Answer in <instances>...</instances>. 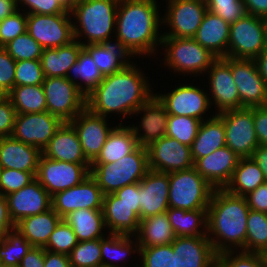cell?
<instances>
[{"label":"cell","mask_w":267,"mask_h":267,"mask_svg":"<svg viewBox=\"0 0 267 267\" xmlns=\"http://www.w3.org/2000/svg\"><path fill=\"white\" fill-rule=\"evenodd\" d=\"M148 83L134 63L122 71L104 76L101 83L87 96L86 107L103 117L113 112L122 117L133 115L154 95Z\"/></svg>","instance_id":"1"},{"label":"cell","mask_w":267,"mask_h":267,"mask_svg":"<svg viewBox=\"0 0 267 267\" xmlns=\"http://www.w3.org/2000/svg\"><path fill=\"white\" fill-rule=\"evenodd\" d=\"M249 211L245 197L213 190L207 208V236L217 254L234 251V247L245 251Z\"/></svg>","instance_id":"2"},{"label":"cell","mask_w":267,"mask_h":267,"mask_svg":"<svg viewBox=\"0 0 267 267\" xmlns=\"http://www.w3.org/2000/svg\"><path fill=\"white\" fill-rule=\"evenodd\" d=\"M156 0H119L115 33L135 55H151L161 45L162 23Z\"/></svg>","instance_id":"3"},{"label":"cell","mask_w":267,"mask_h":267,"mask_svg":"<svg viewBox=\"0 0 267 267\" xmlns=\"http://www.w3.org/2000/svg\"><path fill=\"white\" fill-rule=\"evenodd\" d=\"M149 170L146 147L138 146L130 154L114 163H91L90 175L104 195L120 188L139 183Z\"/></svg>","instance_id":"4"},{"label":"cell","mask_w":267,"mask_h":267,"mask_svg":"<svg viewBox=\"0 0 267 267\" xmlns=\"http://www.w3.org/2000/svg\"><path fill=\"white\" fill-rule=\"evenodd\" d=\"M118 3L119 0H80L71 11L79 24L73 23L74 40L78 41L83 34L87 44L109 39L116 27Z\"/></svg>","instance_id":"5"},{"label":"cell","mask_w":267,"mask_h":267,"mask_svg":"<svg viewBox=\"0 0 267 267\" xmlns=\"http://www.w3.org/2000/svg\"><path fill=\"white\" fill-rule=\"evenodd\" d=\"M214 188L192 167L169 173V207L207 209Z\"/></svg>","instance_id":"6"},{"label":"cell","mask_w":267,"mask_h":267,"mask_svg":"<svg viewBox=\"0 0 267 267\" xmlns=\"http://www.w3.org/2000/svg\"><path fill=\"white\" fill-rule=\"evenodd\" d=\"M161 45L166 47L167 67L183 74L205 73L218 59L193 38L162 37Z\"/></svg>","instance_id":"7"},{"label":"cell","mask_w":267,"mask_h":267,"mask_svg":"<svg viewBox=\"0 0 267 267\" xmlns=\"http://www.w3.org/2000/svg\"><path fill=\"white\" fill-rule=\"evenodd\" d=\"M224 122L226 146L239 158L252 157L259 142L253 122V107L217 114Z\"/></svg>","instance_id":"8"},{"label":"cell","mask_w":267,"mask_h":267,"mask_svg":"<svg viewBox=\"0 0 267 267\" xmlns=\"http://www.w3.org/2000/svg\"><path fill=\"white\" fill-rule=\"evenodd\" d=\"M42 86L47 111L63 122L72 121L86 107V97L66 77L45 78Z\"/></svg>","instance_id":"9"},{"label":"cell","mask_w":267,"mask_h":267,"mask_svg":"<svg viewBox=\"0 0 267 267\" xmlns=\"http://www.w3.org/2000/svg\"><path fill=\"white\" fill-rule=\"evenodd\" d=\"M264 49L262 17L247 14L230 24L227 57L254 60Z\"/></svg>","instance_id":"10"},{"label":"cell","mask_w":267,"mask_h":267,"mask_svg":"<svg viewBox=\"0 0 267 267\" xmlns=\"http://www.w3.org/2000/svg\"><path fill=\"white\" fill-rule=\"evenodd\" d=\"M91 163L56 161L41 155L36 180L51 195L80 184L90 175Z\"/></svg>","instance_id":"11"},{"label":"cell","mask_w":267,"mask_h":267,"mask_svg":"<svg viewBox=\"0 0 267 267\" xmlns=\"http://www.w3.org/2000/svg\"><path fill=\"white\" fill-rule=\"evenodd\" d=\"M71 13L27 14V33L44 49L58 48L74 41Z\"/></svg>","instance_id":"12"},{"label":"cell","mask_w":267,"mask_h":267,"mask_svg":"<svg viewBox=\"0 0 267 267\" xmlns=\"http://www.w3.org/2000/svg\"><path fill=\"white\" fill-rule=\"evenodd\" d=\"M167 13L162 24L167 23L171 31L163 37L193 38L207 12L205 2L198 0H167Z\"/></svg>","instance_id":"13"},{"label":"cell","mask_w":267,"mask_h":267,"mask_svg":"<svg viewBox=\"0 0 267 267\" xmlns=\"http://www.w3.org/2000/svg\"><path fill=\"white\" fill-rule=\"evenodd\" d=\"M63 123L48 111L16 114L11 137L43 151Z\"/></svg>","instance_id":"14"},{"label":"cell","mask_w":267,"mask_h":267,"mask_svg":"<svg viewBox=\"0 0 267 267\" xmlns=\"http://www.w3.org/2000/svg\"><path fill=\"white\" fill-rule=\"evenodd\" d=\"M146 148L150 170L171 173L194 167L191 147L174 138L164 136Z\"/></svg>","instance_id":"15"},{"label":"cell","mask_w":267,"mask_h":267,"mask_svg":"<svg viewBox=\"0 0 267 267\" xmlns=\"http://www.w3.org/2000/svg\"><path fill=\"white\" fill-rule=\"evenodd\" d=\"M231 72L240 97L241 108L265 106L267 85L255 60L231 58Z\"/></svg>","instance_id":"16"},{"label":"cell","mask_w":267,"mask_h":267,"mask_svg":"<svg viewBox=\"0 0 267 267\" xmlns=\"http://www.w3.org/2000/svg\"><path fill=\"white\" fill-rule=\"evenodd\" d=\"M104 193L88 175L80 184L52 196V208L63 219L78 209L102 210Z\"/></svg>","instance_id":"17"},{"label":"cell","mask_w":267,"mask_h":267,"mask_svg":"<svg viewBox=\"0 0 267 267\" xmlns=\"http://www.w3.org/2000/svg\"><path fill=\"white\" fill-rule=\"evenodd\" d=\"M69 123L77 132L86 159L92 163L114 128H109L106 117L91 112L87 107Z\"/></svg>","instance_id":"18"},{"label":"cell","mask_w":267,"mask_h":267,"mask_svg":"<svg viewBox=\"0 0 267 267\" xmlns=\"http://www.w3.org/2000/svg\"><path fill=\"white\" fill-rule=\"evenodd\" d=\"M169 115L194 117L200 121L211 106V98L193 85H181L167 94H154ZM202 116V117H201Z\"/></svg>","instance_id":"19"},{"label":"cell","mask_w":267,"mask_h":267,"mask_svg":"<svg viewBox=\"0 0 267 267\" xmlns=\"http://www.w3.org/2000/svg\"><path fill=\"white\" fill-rule=\"evenodd\" d=\"M6 198L10 219L14 225L25 217L52 208V196L36 179L20 190L6 195Z\"/></svg>","instance_id":"20"},{"label":"cell","mask_w":267,"mask_h":267,"mask_svg":"<svg viewBox=\"0 0 267 267\" xmlns=\"http://www.w3.org/2000/svg\"><path fill=\"white\" fill-rule=\"evenodd\" d=\"M209 70L211 97L218 109L216 114L241 109L237 85L231 72V58H218Z\"/></svg>","instance_id":"21"},{"label":"cell","mask_w":267,"mask_h":267,"mask_svg":"<svg viewBox=\"0 0 267 267\" xmlns=\"http://www.w3.org/2000/svg\"><path fill=\"white\" fill-rule=\"evenodd\" d=\"M168 197L169 173L149 169L139 182L140 219L166 212Z\"/></svg>","instance_id":"22"},{"label":"cell","mask_w":267,"mask_h":267,"mask_svg":"<svg viewBox=\"0 0 267 267\" xmlns=\"http://www.w3.org/2000/svg\"><path fill=\"white\" fill-rule=\"evenodd\" d=\"M175 267H217L218 254L208 236L176 237L172 242Z\"/></svg>","instance_id":"23"},{"label":"cell","mask_w":267,"mask_h":267,"mask_svg":"<svg viewBox=\"0 0 267 267\" xmlns=\"http://www.w3.org/2000/svg\"><path fill=\"white\" fill-rule=\"evenodd\" d=\"M239 157L227 146L197 159L194 168L214 188L224 189L237 167Z\"/></svg>","instance_id":"24"},{"label":"cell","mask_w":267,"mask_h":267,"mask_svg":"<svg viewBox=\"0 0 267 267\" xmlns=\"http://www.w3.org/2000/svg\"><path fill=\"white\" fill-rule=\"evenodd\" d=\"M143 113L141 126H130L136 137L138 146L148 147L154 141L166 134L169 114L164 105L153 95L145 104L137 109L134 114ZM144 133L140 134V130ZM140 129V130H139Z\"/></svg>","instance_id":"25"},{"label":"cell","mask_w":267,"mask_h":267,"mask_svg":"<svg viewBox=\"0 0 267 267\" xmlns=\"http://www.w3.org/2000/svg\"><path fill=\"white\" fill-rule=\"evenodd\" d=\"M113 44L110 38L101 43L83 44V48L90 54L97 68L103 76L112 75L122 71L127 66L133 65L126 58L134 55L120 39ZM126 59V60H125Z\"/></svg>","instance_id":"26"},{"label":"cell","mask_w":267,"mask_h":267,"mask_svg":"<svg viewBox=\"0 0 267 267\" xmlns=\"http://www.w3.org/2000/svg\"><path fill=\"white\" fill-rule=\"evenodd\" d=\"M42 155L56 161L90 163L83 153L77 132L69 122H64L56 131Z\"/></svg>","instance_id":"27"},{"label":"cell","mask_w":267,"mask_h":267,"mask_svg":"<svg viewBox=\"0 0 267 267\" xmlns=\"http://www.w3.org/2000/svg\"><path fill=\"white\" fill-rule=\"evenodd\" d=\"M102 212L109 233L130 236L138 233L140 217L134 212V207L121 202L114 193L104 195Z\"/></svg>","instance_id":"28"},{"label":"cell","mask_w":267,"mask_h":267,"mask_svg":"<svg viewBox=\"0 0 267 267\" xmlns=\"http://www.w3.org/2000/svg\"><path fill=\"white\" fill-rule=\"evenodd\" d=\"M42 151L11 136L0 139V167L37 173Z\"/></svg>","instance_id":"29"},{"label":"cell","mask_w":267,"mask_h":267,"mask_svg":"<svg viewBox=\"0 0 267 267\" xmlns=\"http://www.w3.org/2000/svg\"><path fill=\"white\" fill-rule=\"evenodd\" d=\"M230 24L207 10L193 39L217 58L227 57Z\"/></svg>","instance_id":"30"},{"label":"cell","mask_w":267,"mask_h":267,"mask_svg":"<svg viewBox=\"0 0 267 267\" xmlns=\"http://www.w3.org/2000/svg\"><path fill=\"white\" fill-rule=\"evenodd\" d=\"M62 218L53 208L28 216L15 224V228L33 247H44Z\"/></svg>","instance_id":"31"},{"label":"cell","mask_w":267,"mask_h":267,"mask_svg":"<svg viewBox=\"0 0 267 267\" xmlns=\"http://www.w3.org/2000/svg\"><path fill=\"white\" fill-rule=\"evenodd\" d=\"M82 49L83 44L76 40L58 48L44 49L40 62L45 78L66 77Z\"/></svg>","instance_id":"32"},{"label":"cell","mask_w":267,"mask_h":267,"mask_svg":"<svg viewBox=\"0 0 267 267\" xmlns=\"http://www.w3.org/2000/svg\"><path fill=\"white\" fill-rule=\"evenodd\" d=\"M205 121H202L191 146L193 162L226 146L223 120L216 114Z\"/></svg>","instance_id":"33"},{"label":"cell","mask_w":267,"mask_h":267,"mask_svg":"<svg viewBox=\"0 0 267 267\" xmlns=\"http://www.w3.org/2000/svg\"><path fill=\"white\" fill-rule=\"evenodd\" d=\"M136 234L139 248L168 245L176 238L166 212L141 219Z\"/></svg>","instance_id":"34"},{"label":"cell","mask_w":267,"mask_h":267,"mask_svg":"<svg viewBox=\"0 0 267 267\" xmlns=\"http://www.w3.org/2000/svg\"><path fill=\"white\" fill-rule=\"evenodd\" d=\"M137 147L138 143L130 126H123L120 123L109 134L100 154L92 163H114Z\"/></svg>","instance_id":"35"},{"label":"cell","mask_w":267,"mask_h":267,"mask_svg":"<svg viewBox=\"0 0 267 267\" xmlns=\"http://www.w3.org/2000/svg\"><path fill=\"white\" fill-rule=\"evenodd\" d=\"M265 183L262 170L252 157L240 158L225 190L233 195L245 197L259 185Z\"/></svg>","instance_id":"36"},{"label":"cell","mask_w":267,"mask_h":267,"mask_svg":"<svg viewBox=\"0 0 267 267\" xmlns=\"http://www.w3.org/2000/svg\"><path fill=\"white\" fill-rule=\"evenodd\" d=\"M74 231L78 242L106 237L102 235L106 227L102 210L78 209L63 218Z\"/></svg>","instance_id":"37"},{"label":"cell","mask_w":267,"mask_h":267,"mask_svg":"<svg viewBox=\"0 0 267 267\" xmlns=\"http://www.w3.org/2000/svg\"><path fill=\"white\" fill-rule=\"evenodd\" d=\"M166 213L176 237L207 236V209L182 210L169 207Z\"/></svg>","instance_id":"38"},{"label":"cell","mask_w":267,"mask_h":267,"mask_svg":"<svg viewBox=\"0 0 267 267\" xmlns=\"http://www.w3.org/2000/svg\"><path fill=\"white\" fill-rule=\"evenodd\" d=\"M69 73L66 78L74 83L78 90L87 98L91 92L101 83L104 76L101 71L97 68L96 63L90 54L83 48L78 56L77 61L69 69ZM80 78L82 82L84 81L85 86L83 87L82 82L78 83L77 80Z\"/></svg>","instance_id":"39"},{"label":"cell","mask_w":267,"mask_h":267,"mask_svg":"<svg viewBox=\"0 0 267 267\" xmlns=\"http://www.w3.org/2000/svg\"><path fill=\"white\" fill-rule=\"evenodd\" d=\"M17 114L47 111L45 93L42 85L15 86L7 94Z\"/></svg>","instance_id":"40"},{"label":"cell","mask_w":267,"mask_h":267,"mask_svg":"<svg viewBox=\"0 0 267 267\" xmlns=\"http://www.w3.org/2000/svg\"><path fill=\"white\" fill-rule=\"evenodd\" d=\"M132 236L130 235H120V234H112L109 233L108 237L100 238V249H101V257H102V266L104 267H122L115 265L111 261H106L108 257L110 260H123L127 257V255L132 252H139V243L136 239V243L130 239ZM135 245L132 246V245ZM133 247L135 249H133Z\"/></svg>","instance_id":"41"},{"label":"cell","mask_w":267,"mask_h":267,"mask_svg":"<svg viewBox=\"0 0 267 267\" xmlns=\"http://www.w3.org/2000/svg\"><path fill=\"white\" fill-rule=\"evenodd\" d=\"M246 228L245 252L267 256V213L250 209Z\"/></svg>","instance_id":"42"},{"label":"cell","mask_w":267,"mask_h":267,"mask_svg":"<svg viewBox=\"0 0 267 267\" xmlns=\"http://www.w3.org/2000/svg\"><path fill=\"white\" fill-rule=\"evenodd\" d=\"M33 246L16 229L0 239V260L4 267H18L22 258Z\"/></svg>","instance_id":"43"},{"label":"cell","mask_w":267,"mask_h":267,"mask_svg":"<svg viewBox=\"0 0 267 267\" xmlns=\"http://www.w3.org/2000/svg\"><path fill=\"white\" fill-rule=\"evenodd\" d=\"M201 123L194 117L169 115L165 136L191 147Z\"/></svg>","instance_id":"44"},{"label":"cell","mask_w":267,"mask_h":267,"mask_svg":"<svg viewBox=\"0 0 267 267\" xmlns=\"http://www.w3.org/2000/svg\"><path fill=\"white\" fill-rule=\"evenodd\" d=\"M71 267H100L102 257L100 238L91 241L78 242L69 254Z\"/></svg>","instance_id":"45"},{"label":"cell","mask_w":267,"mask_h":267,"mask_svg":"<svg viewBox=\"0 0 267 267\" xmlns=\"http://www.w3.org/2000/svg\"><path fill=\"white\" fill-rule=\"evenodd\" d=\"M7 53L17 62L40 60L44 48L27 31L4 46Z\"/></svg>","instance_id":"46"},{"label":"cell","mask_w":267,"mask_h":267,"mask_svg":"<svg viewBox=\"0 0 267 267\" xmlns=\"http://www.w3.org/2000/svg\"><path fill=\"white\" fill-rule=\"evenodd\" d=\"M77 244L78 240L74 231L69 224L62 219L51 233L47 244L43 248L51 252L69 255Z\"/></svg>","instance_id":"47"},{"label":"cell","mask_w":267,"mask_h":267,"mask_svg":"<svg viewBox=\"0 0 267 267\" xmlns=\"http://www.w3.org/2000/svg\"><path fill=\"white\" fill-rule=\"evenodd\" d=\"M235 250L218 254L217 267H267V256L261 253L238 252Z\"/></svg>","instance_id":"48"},{"label":"cell","mask_w":267,"mask_h":267,"mask_svg":"<svg viewBox=\"0 0 267 267\" xmlns=\"http://www.w3.org/2000/svg\"><path fill=\"white\" fill-rule=\"evenodd\" d=\"M139 249L138 253L142 258L141 267H175L172 243Z\"/></svg>","instance_id":"49"},{"label":"cell","mask_w":267,"mask_h":267,"mask_svg":"<svg viewBox=\"0 0 267 267\" xmlns=\"http://www.w3.org/2000/svg\"><path fill=\"white\" fill-rule=\"evenodd\" d=\"M207 10L232 24L247 15L242 0H208Z\"/></svg>","instance_id":"50"},{"label":"cell","mask_w":267,"mask_h":267,"mask_svg":"<svg viewBox=\"0 0 267 267\" xmlns=\"http://www.w3.org/2000/svg\"><path fill=\"white\" fill-rule=\"evenodd\" d=\"M15 86L42 85L45 76L40 60H21L15 66Z\"/></svg>","instance_id":"51"},{"label":"cell","mask_w":267,"mask_h":267,"mask_svg":"<svg viewBox=\"0 0 267 267\" xmlns=\"http://www.w3.org/2000/svg\"><path fill=\"white\" fill-rule=\"evenodd\" d=\"M36 173L16 169L2 168L0 173V194L6 196L29 185L36 178Z\"/></svg>","instance_id":"52"},{"label":"cell","mask_w":267,"mask_h":267,"mask_svg":"<svg viewBox=\"0 0 267 267\" xmlns=\"http://www.w3.org/2000/svg\"><path fill=\"white\" fill-rule=\"evenodd\" d=\"M26 26L27 14L19 10L0 21V47H4L17 36L24 34Z\"/></svg>","instance_id":"53"},{"label":"cell","mask_w":267,"mask_h":267,"mask_svg":"<svg viewBox=\"0 0 267 267\" xmlns=\"http://www.w3.org/2000/svg\"><path fill=\"white\" fill-rule=\"evenodd\" d=\"M16 61L0 47V95H7L15 87Z\"/></svg>","instance_id":"54"},{"label":"cell","mask_w":267,"mask_h":267,"mask_svg":"<svg viewBox=\"0 0 267 267\" xmlns=\"http://www.w3.org/2000/svg\"><path fill=\"white\" fill-rule=\"evenodd\" d=\"M16 110L7 95H0V139L12 134Z\"/></svg>","instance_id":"55"},{"label":"cell","mask_w":267,"mask_h":267,"mask_svg":"<svg viewBox=\"0 0 267 267\" xmlns=\"http://www.w3.org/2000/svg\"><path fill=\"white\" fill-rule=\"evenodd\" d=\"M17 4L28 7L26 14H60L71 13L66 11L58 0H16ZM22 2V3H21Z\"/></svg>","instance_id":"56"},{"label":"cell","mask_w":267,"mask_h":267,"mask_svg":"<svg viewBox=\"0 0 267 267\" xmlns=\"http://www.w3.org/2000/svg\"><path fill=\"white\" fill-rule=\"evenodd\" d=\"M253 122L259 145L267 146V107H253Z\"/></svg>","instance_id":"57"},{"label":"cell","mask_w":267,"mask_h":267,"mask_svg":"<svg viewBox=\"0 0 267 267\" xmlns=\"http://www.w3.org/2000/svg\"><path fill=\"white\" fill-rule=\"evenodd\" d=\"M245 198L250 209L267 213V183L259 185Z\"/></svg>","instance_id":"58"},{"label":"cell","mask_w":267,"mask_h":267,"mask_svg":"<svg viewBox=\"0 0 267 267\" xmlns=\"http://www.w3.org/2000/svg\"><path fill=\"white\" fill-rule=\"evenodd\" d=\"M114 194L121 199V202L134 207V212L140 217L139 183L124 186Z\"/></svg>","instance_id":"59"},{"label":"cell","mask_w":267,"mask_h":267,"mask_svg":"<svg viewBox=\"0 0 267 267\" xmlns=\"http://www.w3.org/2000/svg\"><path fill=\"white\" fill-rule=\"evenodd\" d=\"M19 267H44V248L32 247L22 258Z\"/></svg>","instance_id":"60"},{"label":"cell","mask_w":267,"mask_h":267,"mask_svg":"<svg viewBox=\"0 0 267 267\" xmlns=\"http://www.w3.org/2000/svg\"><path fill=\"white\" fill-rule=\"evenodd\" d=\"M15 228L14 223L10 219L8 212V203L6 196L0 194V239L5 234Z\"/></svg>","instance_id":"61"},{"label":"cell","mask_w":267,"mask_h":267,"mask_svg":"<svg viewBox=\"0 0 267 267\" xmlns=\"http://www.w3.org/2000/svg\"><path fill=\"white\" fill-rule=\"evenodd\" d=\"M44 267H71L69 255L44 249Z\"/></svg>","instance_id":"62"},{"label":"cell","mask_w":267,"mask_h":267,"mask_svg":"<svg viewBox=\"0 0 267 267\" xmlns=\"http://www.w3.org/2000/svg\"><path fill=\"white\" fill-rule=\"evenodd\" d=\"M242 2L247 14L262 18L267 16V0H242Z\"/></svg>","instance_id":"63"},{"label":"cell","mask_w":267,"mask_h":267,"mask_svg":"<svg viewBox=\"0 0 267 267\" xmlns=\"http://www.w3.org/2000/svg\"><path fill=\"white\" fill-rule=\"evenodd\" d=\"M252 158L262 170L265 177V183H267V146L259 145L253 152Z\"/></svg>","instance_id":"64"},{"label":"cell","mask_w":267,"mask_h":267,"mask_svg":"<svg viewBox=\"0 0 267 267\" xmlns=\"http://www.w3.org/2000/svg\"><path fill=\"white\" fill-rule=\"evenodd\" d=\"M18 7L16 0H0V21L20 10Z\"/></svg>","instance_id":"65"},{"label":"cell","mask_w":267,"mask_h":267,"mask_svg":"<svg viewBox=\"0 0 267 267\" xmlns=\"http://www.w3.org/2000/svg\"><path fill=\"white\" fill-rule=\"evenodd\" d=\"M254 60L257 64L260 76L263 78L267 85V48L262 50Z\"/></svg>","instance_id":"66"},{"label":"cell","mask_w":267,"mask_h":267,"mask_svg":"<svg viewBox=\"0 0 267 267\" xmlns=\"http://www.w3.org/2000/svg\"><path fill=\"white\" fill-rule=\"evenodd\" d=\"M61 6L68 12H71L80 0H58Z\"/></svg>","instance_id":"67"},{"label":"cell","mask_w":267,"mask_h":267,"mask_svg":"<svg viewBox=\"0 0 267 267\" xmlns=\"http://www.w3.org/2000/svg\"><path fill=\"white\" fill-rule=\"evenodd\" d=\"M263 29L265 48H267V16L263 18Z\"/></svg>","instance_id":"68"},{"label":"cell","mask_w":267,"mask_h":267,"mask_svg":"<svg viewBox=\"0 0 267 267\" xmlns=\"http://www.w3.org/2000/svg\"><path fill=\"white\" fill-rule=\"evenodd\" d=\"M0 267H4V264L2 263L1 260H0Z\"/></svg>","instance_id":"69"},{"label":"cell","mask_w":267,"mask_h":267,"mask_svg":"<svg viewBox=\"0 0 267 267\" xmlns=\"http://www.w3.org/2000/svg\"><path fill=\"white\" fill-rule=\"evenodd\" d=\"M198 1H202V2H205V3H207V1H208V0H198Z\"/></svg>","instance_id":"70"}]
</instances>
